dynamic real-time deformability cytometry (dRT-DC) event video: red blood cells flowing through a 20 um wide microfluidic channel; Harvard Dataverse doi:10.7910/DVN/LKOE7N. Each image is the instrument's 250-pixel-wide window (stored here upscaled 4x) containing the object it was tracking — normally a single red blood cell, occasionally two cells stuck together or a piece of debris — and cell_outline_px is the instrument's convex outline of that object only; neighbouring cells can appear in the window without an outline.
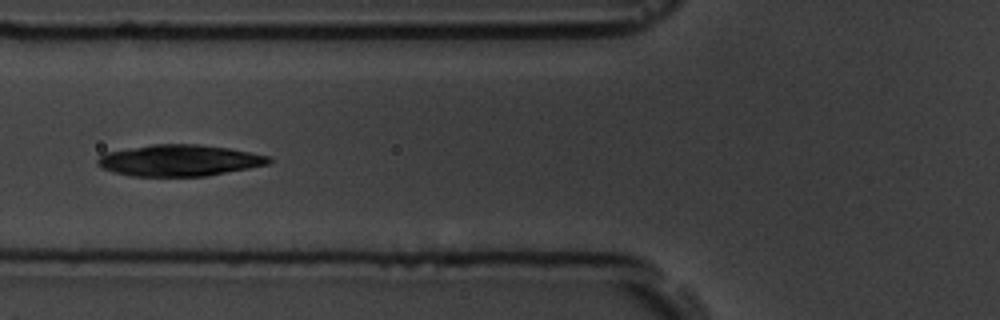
{"species": "common noctule bat (a hibernating species)", "species_latin": "Nyctalus noctula", "temperature_condition": "room temperature", "stored_images_in_passage": 11, "camera_frame_rate_fps": 3000, "um_per_image_px": 0.085, "animal": {"sex": "male", "body_mass_g": 19.5, "forearm_length_mm": 54.6}, "frame": {"image": 1, "passage_image": 7, "time_ms": 7.667, "image_size_px": [1000, 320], "cell_outline_px": [[272, 160], [268, 164], [248, 168], [204, 176], [132, 176], [112, 172], [100, 168], [96, 164], [96, 160], [104, 152], [152, 144], [196, 144], [228, 148], [268, 156]], "centroid_in_image_um": [15.15, 13.63], "position_along_channel_um": 110.6, "area_um2": 31.21}}
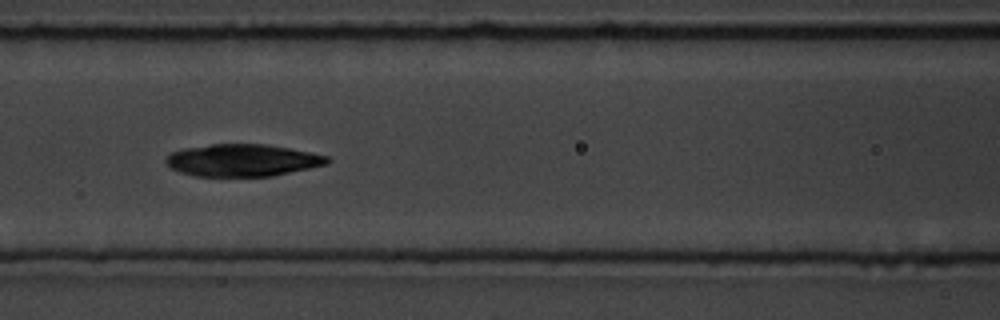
{"frame": {"image": 2, "passage_image": 8, "time_ms": 8.667, "image_size_px": [1000, 320], "cell_outline_px": [[332, 160], [328, 164], [272, 176], [196, 176], [180, 172], [172, 168], [164, 160], [172, 152], [184, 148], [212, 144], [264, 144], [288, 148], [328, 156]], "centroid_in_image_um": [20.62, 13.62], "position_along_channel_um": 146.0, "area_um2": 30.06}}